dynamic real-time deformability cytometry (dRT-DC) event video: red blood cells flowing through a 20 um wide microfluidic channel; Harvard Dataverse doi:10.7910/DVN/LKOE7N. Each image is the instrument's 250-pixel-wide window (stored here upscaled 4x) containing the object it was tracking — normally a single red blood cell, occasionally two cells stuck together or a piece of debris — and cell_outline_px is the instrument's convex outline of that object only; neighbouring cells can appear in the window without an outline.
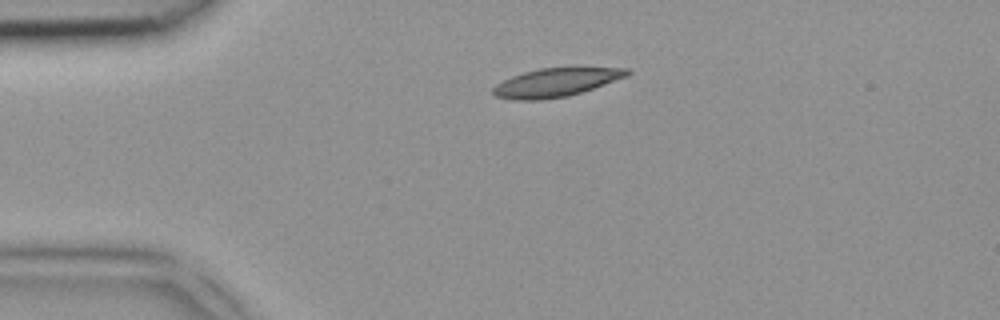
{"species": "common noctule bat (a hibernating species)", "species_latin": "Nyctalus noctula", "temperature_condition": "room temperature", "stored_images_in_passage": 2, "camera_frame_rate_fps": 3000, "um_per_image_px": 0.085, "animal": {"sex": "female", "body_mass_g": 18.4}, "frame": {"image": 1, "passage_image": 1, "time_ms": 0.0, "image_size_px": [1000, 320], "cell_outline_px": [[632, 72], [628, 76], [568, 96], [540, 100], [512, 100], [496, 96], [492, 92], [492, 88], [496, 84], [512, 76], [524, 72], [540, 68], [628, 68]], "centroid_in_image_um": [47.22, 7.01], "position_along_channel_um": 37.8, "area_um2": 22.02}}